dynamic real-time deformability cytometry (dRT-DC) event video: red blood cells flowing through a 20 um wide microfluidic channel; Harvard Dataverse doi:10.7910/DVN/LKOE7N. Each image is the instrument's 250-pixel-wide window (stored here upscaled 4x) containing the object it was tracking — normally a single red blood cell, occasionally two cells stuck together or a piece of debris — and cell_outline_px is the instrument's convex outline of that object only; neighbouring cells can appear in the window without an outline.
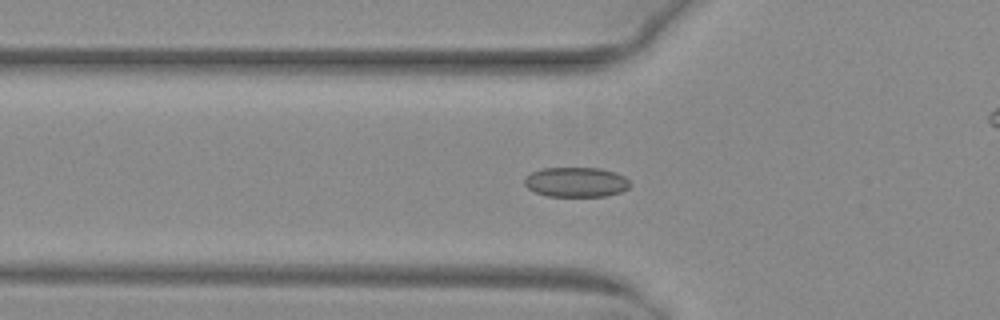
{"species": "common noctule bat (a hibernating species)", "species_latin": "Nyctalus noctula", "temperature_condition": "warm", "stored_images_in_passage": 35, "camera_frame_rate_fps": 3000, "um_per_image_px": 0.085, "animal": {"sex": "female", "body_mass_g": 29.2, "forearm_length_mm": 56.3}, "frame": {"image": 1, "passage_image": 10, "time_ms": 3.0, "image_size_px": [1000, 320], "cell_outline_px": [[632, 184], [628, 188], [620, 192], [604, 196], [548, 196], [536, 192], [528, 188], [524, 184], [524, 176], [540, 168], [600, 168], [616, 172], [624, 176]], "centroid_in_image_um": [48.96, 15.47], "position_along_channel_um": 76.8, "area_um2": 18.44}}
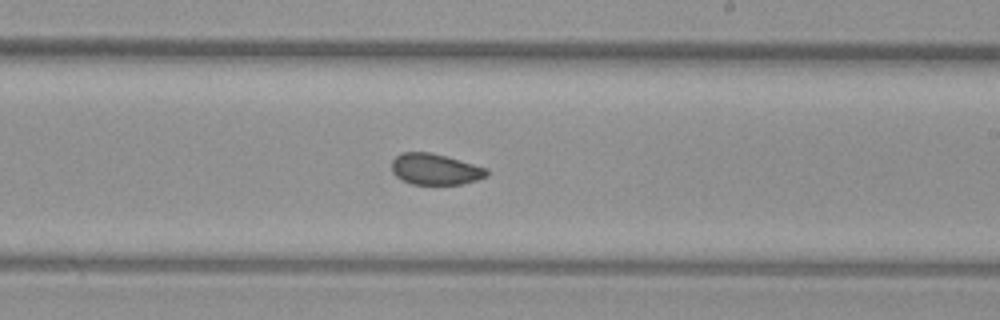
{"frame": {"image": 2, "passage_image": 23, "time_ms": 7.333, "image_size_px": [1000, 320], "cell_outline_px": [[488, 176], [476, 180], [460, 184], [412, 184], [400, 180], [392, 172], [392, 160], [400, 152], [428, 152], [448, 156], [488, 168]], "centroid_in_image_um": [36.99, 14.37], "position_along_channel_um": 252.0, "area_um2": 17.4}}
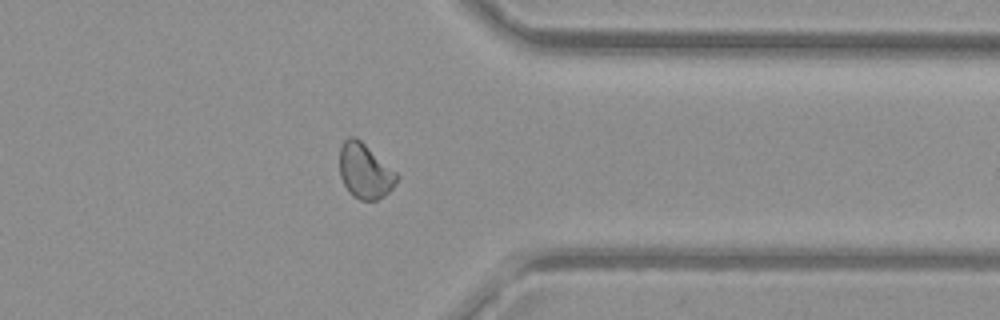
{"frame": {"image": 3, "passage_image": 33, "time_ms": 10.667, "image_size_px": [1000, 320], "cell_outline_px": [[400, 176], [392, 188], [384, 196], [376, 200], [360, 200], [352, 196], [348, 192], [340, 176], [340, 148], [344, 140], [348, 136], [356, 136], [396, 172]], "centroid_in_image_um": [31.0, 14.54], "position_along_channel_um": 380.4, "area_um2": 18.32}, "authors_computed_cell_mechanics": {"area_um2": 18.1492, "velocity_mm_per_s": 4.0409, "shape_relaxation_time_tau1_ms": null, "shape_relaxation_time_tau2_ms": 1.3952, "deformation_change_tau1": null, "deformation_change_tau2": 0.0608}}